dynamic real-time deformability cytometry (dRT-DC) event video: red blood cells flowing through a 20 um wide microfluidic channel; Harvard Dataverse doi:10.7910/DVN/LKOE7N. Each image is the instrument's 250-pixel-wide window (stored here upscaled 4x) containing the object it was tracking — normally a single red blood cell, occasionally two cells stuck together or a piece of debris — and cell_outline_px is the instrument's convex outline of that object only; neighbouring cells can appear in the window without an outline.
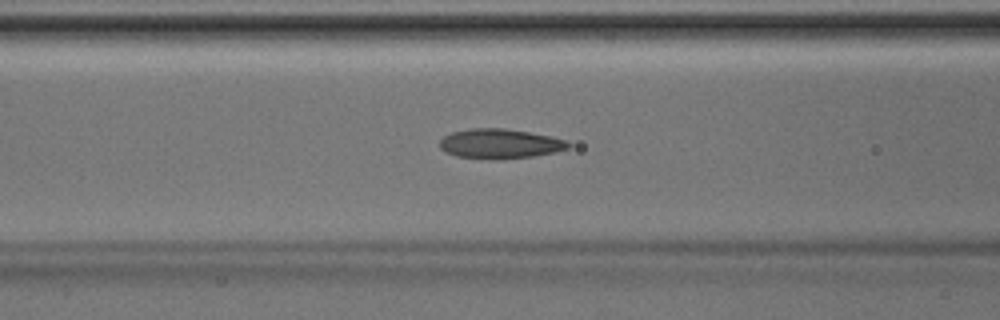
{"species": "Egyptian fruit bat (a non-hibernating species)", "species_latin": "Rousettus aegyptiacus", "temperature_condition": "room temperature", "stored_images_in_passage": 34, "camera_frame_rate_fps": 3000, "um_per_image_px": 0.085, "animal": {"sex": "male"}, "frame": {"image": 1, "passage_image": 11, "time_ms": 3.333, "image_size_px": [1000, 320], "cell_outline_px": [[572, 144], [568, 148], [556, 152], [532, 156], [456, 156], [440, 148], [440, 140], [444, 136], [452, 132], [472, 128], [504, 128], [528, 132], [568, 140]], "centroid_in_image_um": [42.54, 12.16], "position_along_channel_um": 124.1, "area_um2": 21.1}}
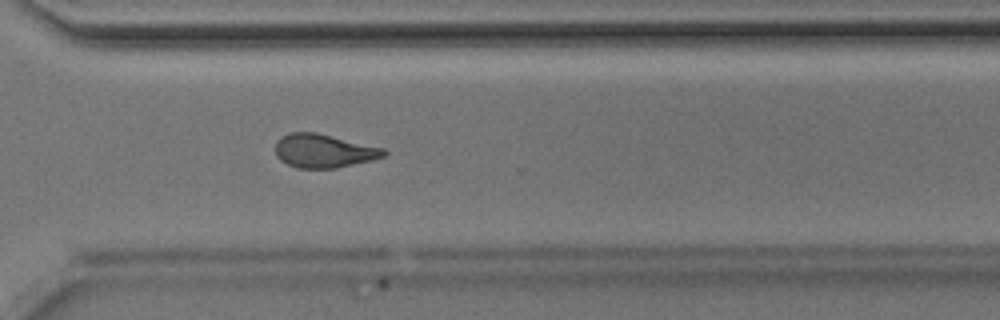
{"frame": {"image": 2, "passage_image": 26, "time_ms": 8.333, "image_size_px": [1000, 320], "cell_outline_px": [[388, 152], [384, 156], [372, 160], [336, 168], [296, 168], [280, 160], [276, 156], [276, 140], [280, 136], [288, 132], [316, 132], [384, 148]], "centroid_in_image_um": [27.49, 12.82], "position_along_channel_um": 343.1, "area_um2": 21.33}}
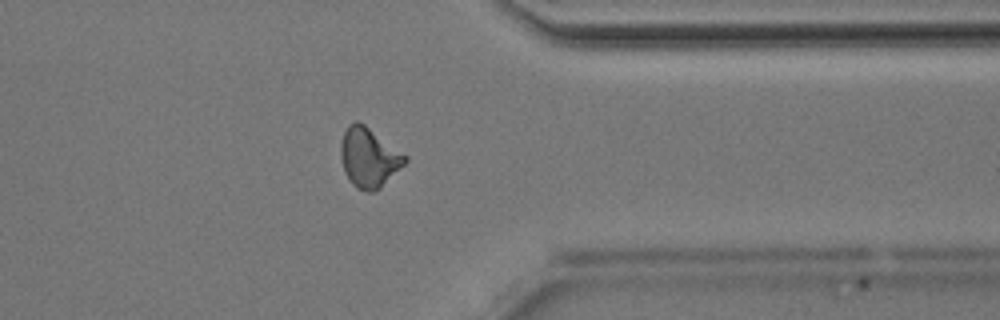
{"frame": {"image": 3, "passage_image": 29, "time_ms": 9.333, "image_size_px": [1000, 320], "cell_outline_px": [[408, 160], [380, 188], [372, 192], [368, 192], [356, 188], [352, 184], [344, 172], [340, 156], [340, 144], [344, 132], [348, 124], [356, 120], [364, 124], [408, 156]], "centroid_in_image_um": [31.34, 13.39], "position_along_channel_um": 380.1, "area_um2": 22.31}}